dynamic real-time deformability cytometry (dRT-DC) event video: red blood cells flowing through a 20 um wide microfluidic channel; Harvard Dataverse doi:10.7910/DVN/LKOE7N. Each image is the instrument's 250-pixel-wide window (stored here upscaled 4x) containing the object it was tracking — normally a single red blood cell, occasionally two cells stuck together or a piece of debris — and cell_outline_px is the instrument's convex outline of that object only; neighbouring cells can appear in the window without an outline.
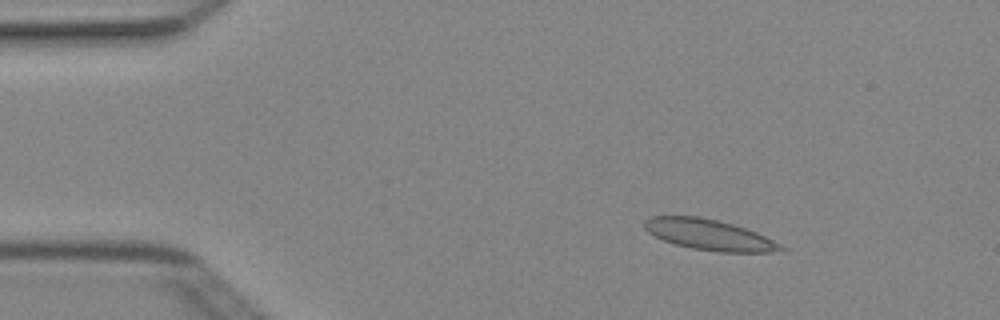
{"species": "Egyptian fruit bat (a non-hibernating species)", "species_latin": "Rousettus aegyptiacus", "temperature_condition": "cold", "stored_images_in_passage": 5, "camera_frame_rate_fps": 3000, "um_per_image_px": 0.085, "animal": {"sex": "female"}, "frame": {"image": 1, "passage_image": 2, "time_ms": 0.333, "image_size_px": [1000, 320], "cell_outline_px": [[788, 248], [768, 252], [716, 252], [692, 248], [676, 244], [664, 240], [648, 232], [644, 228], [644, 220], [648, 216], [700, 216], [732, 224], [756, 232]], "centroid_in_image_um": [60.24, 19.95], "position_along_channel_um": 24.8, "area_um2": 24.16}}